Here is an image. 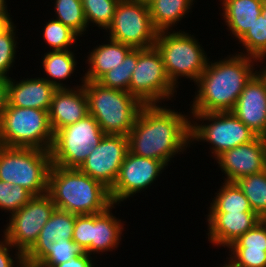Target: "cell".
Wrapping results in <instances>:
<instances>
[{
    "label": "cell",
    "mask_w": 266,
    "mask_h": 267,
    "mask_svg": "<svg viewBox=\"0 0 266 267\" xmlns=\"http://www.w3.org/2000/svg\"><path fill=\"white\" fill-rule=\"evenodd\" d=\"M127 1L149 6L154 0H127Z\"/></svg>",
    "instance_id": "43"
},
{
    "label": "cell",
    "mask_w": 266,
    "mask_h": 267,
    "mask_svg": "<svg viewBox=\"0 0 266 267\" xmlns=\"http://www.w3.org/2000/svg\"><path fill=\"white\" fill-rule=\"evenodd\" d=\"M109 39V40H108ZM106 38V44L96 45L87 55V72L80 78L81 81H98L106 72L121 64L132 49L131 46Z\"/></svg>",
    "instance_id": "23"
},
{
    "label": "cell",
    "mask_w": 266,
    "mask_h": 267,
    "mask_svg": "<svg viewBox=\"0 0 266 267\" xmlns=\"http://www.w3.org/2000/svg\"><path fill=\"white\" fill-rule=\"evenodd\" d=\"M51 167L50 151L0 145V180L20 185L33 196L48 193Z\"/></svg>",
    "instance_id": "6"
},
{
    "label": "cell",
    "mask_w": 266,
    "mask_h": 267,
    "mask_svg": "<svg viewBox=\"0 0 266 267\" xmlns=\"http://www.w3.org/2000/svg\"><path fill=\"white\" fill-rule=\"evenodd\" d=\"M227 259L235 267H266V219L240 236L229 247Z\"/></svg>",
    "instance_id": "20"
},
{
    "label": "cell",
    "mask_w": 266,
    "mask_h": 267,
    "mask_svg": "<svg viewBox=\"0 0 266 267\" xmlns=\"http://www.w3.org/2000/svg\"><path fill=\"white\" fill-rule=\"evenodd\" d=\"M55 208L48 193L33 196L17 212L9 215L3 238L24 255L35 244Z\"/></svg>",
    "instance_id": "12"
},
{
    "label": "cell",
    "mask_w": 266,
    "mask_h": 267,
    "mask_svg": "<svg viewBox=\"0 0 266 267\" xmlns=\"http://www.w3.org/2000/svg\"><path fill=\"white\" fill-rule=\"evenodd\" d=\"M74 51H48L42 56V66L44 73L47 75L43 79L54 85L57 89L72 88L61 81H64L73 76L76 70L77 59Z\"/></svg>",
    "instance_id": "26"
},
{
    "label": "cell",
    "mask_w": 266,
    "mask_h": 267,
    "mask_svg": "<svg viewBox=\"0 0 266 267\" xmlns=\"http://www.w3.org/2000/svg\"><path fill=\"white\" fill-rule=\"evenodd\" d=\"M226 261L227 262L225 264H223L224 266H220V267H235L228 260H226Z\"/></svg>",
    "instance_id": "45"
},
{
    "label": "cell",
    "mask_w": 266,
    "mask_h": 267,
    "mask_svg": "<svg viewBox=\"0 0 266 267\" xmlns=\"http://www.w3.org/2000/svg\"><path fill=\"white\" fill-rule=\"evenodd\" d=\"M208 241L216 247H229L262 219L255 212H209Z\"/></svg>",
    "instance_id": "18"
},
{
    "label": "cell",
    "mask_w": 266,
    "mask_h": 267,
    "mask_svg": "<svg viewBox=\"0 0 266 267\" xmlns=\"http://www.w3.org/2000/svg\"><path fill=\"white\" fill-rule=\"evenodd\" d=\"M6 2L7 0H0V16H10Z\"/></svg>",
    "instance_id": "42"
},
{
    "label": "cell",
    "mask_w": 266,
    "mask_h": 267,
    "mask_svg": "<svg viewBox=\"0 0 266 267\" xmlns=\"http://www.w3.org/2000/svg\"><path fill=\"white\" fill-rule=\"evenodd\" d=\"M120 0H82L87 26L96 24L99 29L106 30L112 22L116 7Z\"/></svg>",
    "instance_id": "33"
},
{
    "label": "cell",
    "mask_w": 266,
    "mask_h": 267,
    "mask_svg": "<svg viewBox=\"0 0 266 267\" xmlns=\"http://www.w3.org/2000/svg\"><path fill=\"white\" fill-rule=\"evenodd\" d=\"M231 112L257 136L266 137V81L257 71Z\"/></svg>",
    "instance_id": "17"
},
{
    "label": "cell",
    "mask_w": 266,
    "mask_h": 267,
    "mask_svg": "<svg viewBox=\"0 0 266 267\" xmlns=\"http://www.w3.org/2000/svg\"><path fill=\"white\" fill-rule=\"evenodd\" d=\"M57 88L43 77L15 81L9 78L8 105L49 111Z\"/></svg>",
    "instance_id": "21"
},
{
    "label": "cell",
    "mask_w": 266,
    "mask_h": 267,
    "mask_svg": "<svg viewBox=\"0 0 266 267\" xmlns=\"http://www.w3.org/2000/svg\"><path fill=\"white\" fill-rule=\"evenodd\" d=\"M9 78L0 76V116L8 106Z\"/></svg>",
    "instance_id": "40"
},
{
    "label": "cell",
    "mask_w": 266,
    "mask_h": 267,
    "mask_svg": "<svg viewBox=\"0 0 266 267\" xmlns=\"http://www.w3.org/2000/svg\"><path fill=\"white\" fill-rule=\"evenodd\" d=\"M113 208L115 204L101 213L92 214V243L85 251L89 255H101L103 252L113 251L122 241L124 222L113 215L111 212Z\"/></svg>",
    "instance_id": "22"
},
{
    "label": "cell",
    "mask_w": 266,
    "mask_h": 267,
    "mask_svg": "<svg viewBox=\"0 0 266 267\" xmlns=\"http://www.w3.org/2000/svg\"><path fill=\"white\" fill-rule=\"evenodd\" d=\"M22 267H33V266H29V265L24 264Z\"/></svg>",
    "instance_id": "47"
},
{
    "label": "cell",
    "mask_w": 266,
    "mask_h": 267,
    "mask_svg": "<svg viewBox=\"0 0 266 267\" xmlns=\"http://www.w3.org/2000/svg\"><path fill=\"white\" fill-rule=\"evenodd\" d=\"M75 214L55 208L49 220L41 229L35 244L24 254L26 265L36 267L59 245H68L72 240Z\"/></svg>",
    "instance_id": "16"
},
{
    "label": "cell",
    "mask_w": 266,
    "mask_h": 267,
    "mask_svg": "<svg viewBox=\"0 0 266 267\" xmlns=\"http://www.w3.org/2000/svg\"><path fill=\"white\" fill-rule=\"evenodd\" d=\"M168 168L162 161L153 158L141 157L129 150L120 167L119 175L110 189L113 204L133 197L141 191H145ZM145 189V190H144Z\"/></svg>",
    "instance_id": "13"
},
{
    "label": "cell",
    "mask_w": 266,
    "mask_h": 267,
    "mask_svg": "<svg viewBox=\"0 0 266 267\" xmlns=\"http://www.w3.org/2000/svg\"><path fill=\"white\" fill-rule=\"evenodd\" d=\"M215 160L227 182L259 173L266 169V137L256 136L248 143L223 152Z\"/></svg>",
    "instance_id": "15"
},
{
    "label": "cell",
    "mask_w": 266,
    "mask_h": 267,
    "mask_svg": "<svg viewBox=\"0 0 266 267\" xmlns=\"http://www.w3.org/2000/svg\"><path fill=\"white\" fill-rule=\"evenodd\" d=\"M138 62V48H132L123 62L106 72L97 82L102 86L129 92L131 76Z\"/></svg>",
    "instance_id": "31"
},
{
    "label": "cell",
    "mask_w": 266,
    "mask_h": 267,
    "mask_svg": "<svg viewBox=\"0 0 266 267\" xmlns=\"http://www.w3.org/2000/svg\"><path fill=\"white\" fill-rule=\"evenodd\" d=\"M189 114L193 117L190 124L191 143L209 142L212 145L209 148L211 156L215 159L223 152L248 143L257 136L231 111Z\"/></svg>",
    "instance_id": "8"
},
{
    "label": "cell",
    "mask_w": 266,
    "mask_h": 267,
    "mask_svg": "<svg viewBox=\"0 0 266 267\" xmlns=\"http://www.w3.org/2000/svg\"><path fill=\"white\" fill-rule=\"evenodd\" d=\"M83 253L84 250L75 242H68V245H59L51 249V252L36 267H56Z\"/></svg>",
    "instance_id": "36"
},
{
    "label": "cell",
    "mask_w": 266,
    "mask_h": 267,
    "mask_svg": "<svg viewBox=\"0 0 266 267\" xmlns=\"http://www.w3.org/2000/svg\"><path fill=\"white\" fill-rule=\"evenodd\" d=\"M105 133L92 115L54 133L50 150L52 165L79 168Z\"/></svg>",
    "instance_id": "9"
},
{
    "label": "cell",
    "mask_w": 266,
    "mask_h": 267,
    "mask_svg": "<svg viewBox=\"0 0 266 267\" xmlns=\"http://www.w3.org/2000/svg\"><path fill=\"white\" fill-rule=\"evenodd\" d=\"M261 76L264 78V80L266 81V66L263 67L261 70L258 71Z\"/></svg>",
    "instance_id": "44"
},
{
    "label": "cell",
    "mask_w": 266,
    "mask_h": 267,
    "mask_svg": "<svg viewBox=\"0 0 266 267\" xmlns=\"http://www.w3.org/2000/svg\"><path fill=\"white\" fill-rule=\"evenodd\" d=\"M263 15H266V4H263L262 12Z\"/></svg>",
    "instance_id": "46"
},
{
    "label": "cell",
    "mask_w": 266,
    "mask_h": 267,
    "mask_svg": "<svg viewBox=\"0 0 266 267\" xmlns=\"http://www.w3.org/2000/svg\"><path fill=\"white\" fill-rule=\"evenodd\" d=\"M195 0H154L149 11L154 28L160 31H171L177 26L194 5ZM172 28V29H171Z\"/></svg>",
    "instance_id": "25"
},
{
    "label": "cell",
    "mask_w": 266,
    "mask_h": 267,
    "mask_svg": "<svg viewBox=\"0 0 266 267\" xmlns=\"http://www.w3.org/2000/svg\"><path fill=\"white\" fill-rule=\"evenodd\" d=\"M169 80L157 48H138V62L129 84V93L144 105L161 104L177 92Z\"/></svg>",
    "instance_id": "10"
},
{
    "label": "cell",
    "mask_w": 266,
    "mask_h": 267,
    "mask_svg": "<svg viewBox=\"0 0 266 267\" xmlns=\"http://www.w3.org/2000/svg\"><path fill=\"white\" fill-rule=\"evenodd\" d=\"M53 3L55 4L54 12H56L55 20L69 27L79 37L88 31L82 0H55Z\"/></svg>",
    "instance_id": "29"
},
{
    "label": "cell",
    "mask_w": 266,
    "mask_h": 267,
    "mask_svg": "<svg viewBox=\"0 0 266 267\" xmlns=\"http://www.w3.org/2000/svg\"><path fill=\"white\" fill-rule=\"evenodd\" d=\"M54 133L48 111L7 106L0 116V145L50 151Z\"/></svg>",
    "instance_id": "7"
},
{
    "label": "cell",
    "mask_w": 266,
    "mask_h": 267,
    "mask_svg": "<svg viewBox=\"0 0 266 267\" xmlns=\"http://www.w3.org/2000/svg\"><path fill=\"white\" fill-rule=\"evenodd\" d=\"M128 150L127 136L105 134L78 169L111 189Z\"/></svg>",
    "instance_id": "14"
},
{
    "label": "cell",
    "mask_w": 266,
    "mask_h": 267,
    "mask_svg": "<svg viewBox=\"0 0 266 267\" xmlns=\"http://www.w3.org/2000/svg\"><path fill=\"white\" fill-rule=\"evenodd\" d=\"M190 119L189 114L178 113L165 104L144 105L127 136L129 151L167 166L176 154L191 147Z\"/></svg>",
    "instance_id": "1"
},
{
    "label": "cell",
    "mask_w": 266,
    "mask_h": 267,
    "mask_svg": "<svg viewBox=\"0 0 266 267\" xmlns=\"http://www.w3.org/2000/svg\"><path fill=\"white\" fill-rule=\"evenodd\" d=\"M12 249L15 250L7 240L4 238L0 240V267H22L25 264L24 255L19 250H15L16 253L14 257L13 254L10 253Z\"/></svg>",
    "instance_id": "38"
},
{
    "label": "cell",
    "mask_w": 266,
    "mask_h": 267,
    "mask_svg": "<svg viewBox=\"0 0 266 267\" xmlns=\"http://www.w3.org/2000/svg\"><path fill=\"white\" fill-rule=\"evenodd\" d=\"M221 15L230 30L231 37L239 40L258 18L263 8V0H220Z\"/></svg>",
    "instance_id": "24"
},
{
    "label": "cell",
    "mask_w": 266,
    "mask_h": 267,
    "mask_svg": "<svg viewBox=\"0 0 266 267\" xmlns=\"http://www.w3.org/2000/svg\"><path fill=\"white\" fill-rule=\"evenodd\" d=\"M250 206L261 219H266V169L236 181Z\"/></svg>",
    "instance_id": "28"
},
{
    "label": "cell",
    "mask_w": 266,
    "mask_h": 267,
    "mask_svg": "<svg viewBox=\"0 0 266 267\" xmlns=\"http://www.w3.org/2000/svg\"><path fill=\"white\" fill-rule=\"evenodd\" d=\"M15 24L0 36V76L9 77V71L13 68L16 59L18 45ZM8 73V74H7Z\"/></svg>",
    "instance_id": "35"
},
{
    "label": "cell",
    "mask_w": 266,
    "mask_h": 267,
    "mask_svg": "<svg viewBox=\"0 0 266 267\" xmlns=\"http://www.w3.org/2000/svg\"><path fill=\"white\" fill-rule=\"evenodd\" d=\"M215 194L208 212H253L248 199L236 182L224 181Z\"/></svg>",
    "instance_id": "27"
},
{
    "label": "cell",
    "mask_w": 266,
    "mask_h": 267,
    "mask_svg": "<svg viewBox=\"0 0 266 267\" xmlns=\"http://www.w3.org/2000/svg\"><path fill=\"white\" fill-rule=\"evenodd\" d=\"M11 19L10 16H0V36L14 24Z\"/></svg>",
    "instance_id": "41"
},
{
    "label": "cell",
    "mask_w": 266,
    "mask_h": 267,
    "mask_svg": "<svg viewBox=\"0 0 266 267\" xmlns=\"http://www.w3.org/2000/svg\"><path fill=\"white\" fill-rule=\"evenodd\" d=\"M33 195L20 185L0 180V209L11 215L22 208Z\"/></svg>",
    "instance_id": "34"
},
{
    "label": "cell",
    "mask_w": 266,
    "mask_h": 267,
    "mask_svg": "<svg viewBox=\"0 0 266 267\" xmlns=\"http://www.w3.org/2000/svg\"><path fill=\"white\" fill-rule=\"evenodd\" d=\"M92 214H75V223L72 240L80 246L84 252L92 243Z\"/></svg>",
    "instance_id": "37"
},
{
    "label": "cell",
    "mask_w": 266,
    "mask_h": 267,
    "mask_svg": "<svg viewBox=\"0 0 266 267\" xmlns=\"http://www.w3.org/2000/svg\"><path fill=\"white\" fill-rule=\"evenodd\" d=\"M88 113L105 134L128 136L144 104L129 92L83 81Z\"/></svg>",
    "instance_id": "4"
},
{
    "label": "cell",
    "mask_w": 266,
    "mask_h": 267,
    "mask_svg": "<svg viewBox=\"0 0 266 267\" xmlns=\"http://www.w3.org/2000/svg\"><path fill=\"white\" fill-rule=\"evenodd\" d=\"M199 40L186 31H160L155 47L160 52L166 74L178 89V79L184 77L196 83L206 69L207 57Z\"/></svg>",
    "instance_id": "5"
},
{
    "label": "cell",
    "mask_w": 266,
    "mask_h": 267,
    "mask_svg": "<svg viewBox=\"0 0 266 267\" xmlns=\"http://www.w3.org/2000/svg\"><path fill=\"white\" fill-rule=\"evenodd\" d=\"M42 31L43 40L50 47L49 51L71 50L72 45L78 43L79 36L69 27L54 18L46 22Z\"/></svg>",
    "instance_id": "32"
},
{
    "label": "cell",
    "mask_w": 266,
    "mask_h": 267,
    "mask_svg": "<svg viewBox=\"0 0 266 267\" xmlns=\"http://www.w3.org/2000/svg\"><path fill=\"white\" fill-rule=\"evenodd\" d=\"M81 85L57 89L48 111L53 133L85 118L88 113L86 92Z\"/></svg>",
    "instance_id": "19"
},
{
    "label": "cell",
    "mask_w": 266,
    "mask_h": 267,
    "mask_svg": "<svg viewBox=\"0 0 266 267\" xmlns=\"http://www.w3.org/2000/svg\"><path fill=\"white\" fill-rule=\"evenodd\" d=\"M212 61L209 59L195 83L197 91L190 104V113L231 111L247 82L258 71L254 64L257 66L259 60L238 54V51L236 55Z\"/></svg>",
    "instance_id": "2"
},
{
    "label": "cell",
    "mask_w": 266,
    "mask_h": 267,
    "mask_svg": "<svg viewBox=\"0 0 266 267\" xmlns=\"http://www.w3.org/2000/svg\"><path fill=\"white\" fill-rule=\"evenodd\" d=\"M94 258L95 257L92 258L91 255L84 252L82 255L72 257L69 261L59 264L56 267H98L95 266L97 263H95L96 260H94Z\"/></svg>",
    "instance_id": "39"
},
{
    "label": "cell",
    "mask_w": 266,
    "mask_h": 267,
    "mask_svg": "<svg viewBox=\"0 0 266 267\" xmlns=\"http://www.w3.org/2000/svg\"><path fill=\"white\" fill-rule=\"evenodd\" d=\"M108 38L132 48L154 47L158 31L154 28L149 6L120 0L111 24L105 30Z\"/></svg>",
    "instance_id": "11"
},
{
    "label": "cell",
    "mask_w": 266,
    "mask_h": 267,
    "mask_svg": "<svg viewBox=\"0 0 266 267\" xmlns=\"http://www.w3.org/2000/svg\"><path fill=\"white\" fill-rule=\"evenodd\" d=\"M245 51L238 54L250 56L263 62L266 57V15L260 13L246 33L238 40Z\"/></svg>",
    "instance_id": "30"
},
{
    "label": "cell",
    "mask_w": 266,
    "mask_h": 267,
    "mask_svg": "<svg viewBox=\"0 0 266 267\" xmlns=\"http://www.w3.org/2000/svg\"><path fill=\"white\" fill-rule=\"evenodd\" d=\"M48 194L56 208L76 215L98 214L113 205L110 189L78 168L52 165Z\"/></svg>",
    "instance_id": "3"
}]
</instances>
